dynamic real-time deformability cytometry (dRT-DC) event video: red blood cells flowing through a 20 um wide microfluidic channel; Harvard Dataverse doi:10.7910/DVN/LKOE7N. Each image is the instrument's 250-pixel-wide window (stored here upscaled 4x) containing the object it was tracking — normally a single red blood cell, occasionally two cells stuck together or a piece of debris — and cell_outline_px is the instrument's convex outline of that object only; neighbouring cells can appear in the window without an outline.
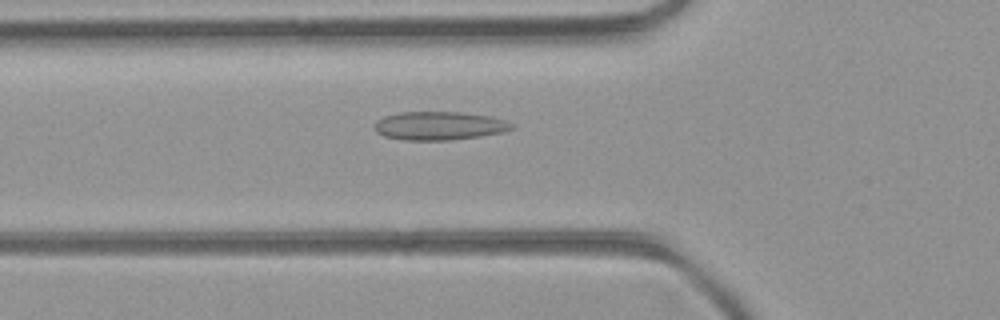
{"species": "common noctule bat (a hibernating species)", "species_latin": "Nyctalus noctula", "temperature_condition": "room temperature", "stored_images_in_passage": 47, "camera_frame_rate_fps": 3000, "um_per_image_px": 0.085, "animal": {"sex": "female", "body_mass_g": 21.9}, "frame": {"image": 1, "passage_image": 17, "time_ms": 5.333, "image_size_px": [1000, 320], "cell_outline_px": [[516, 128], [500, 132], [480, 136], [448, 140], [404, 140], [384, 136], [376, 132], [372, 128], [376, 120], [384, 116], [400, 112], [460, 112], [488, 116], [504, 120], [516, 124]], "centroid_in_image_um": [37.3, 10.69], "position_along_channel_um": 88.5, "area_um2": 22.83}}
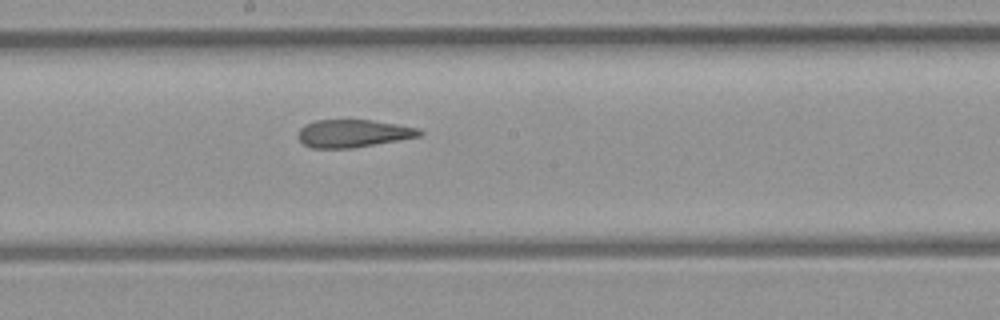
{"frame": {"image": 2, "passage_image": 26, "time_ms": 8.333, "image_size_px": [1000, 320], "cell_outline_px": [[424, 132], [420, 136], [352, 148], [312, 148], [304, 144], [296, 136], [300, 128], [304, 124], [316, 120], [372, 120], [396, 124], [416, 128]], "centroid_in_image_um": [29.96, 11.34], "position_along_channel_um": 218.2, "area_um2": 19.48}}
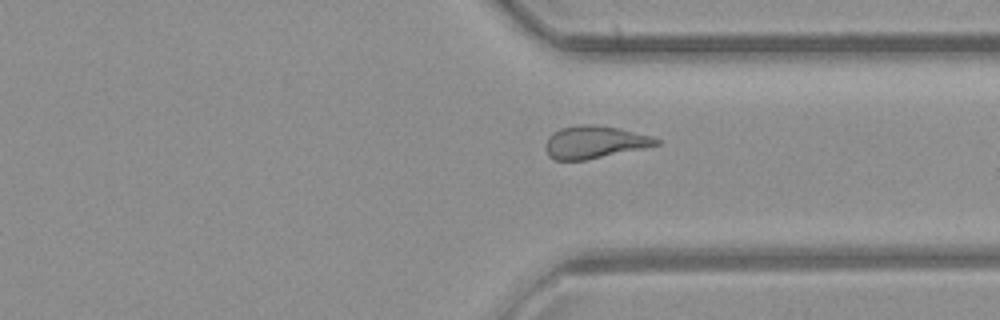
{"frame": {"image": 3, "passage_image": 36, "time_ms": 11.667, "image_size_px": [1000, 320], "cell_outline_px": [[660, 144], [584, 160], [556, 160], [548, 156], [544, 148], [544, 144], [548, 136], [552, 132], [560, 128], [576, 124], [588, 124], [620, 128], [648, 136], [660, 140]], "centroid_in_image_um": [50.43, 12.07], "position_along_channel_um": 361.0, "area_um2": 20.81}}